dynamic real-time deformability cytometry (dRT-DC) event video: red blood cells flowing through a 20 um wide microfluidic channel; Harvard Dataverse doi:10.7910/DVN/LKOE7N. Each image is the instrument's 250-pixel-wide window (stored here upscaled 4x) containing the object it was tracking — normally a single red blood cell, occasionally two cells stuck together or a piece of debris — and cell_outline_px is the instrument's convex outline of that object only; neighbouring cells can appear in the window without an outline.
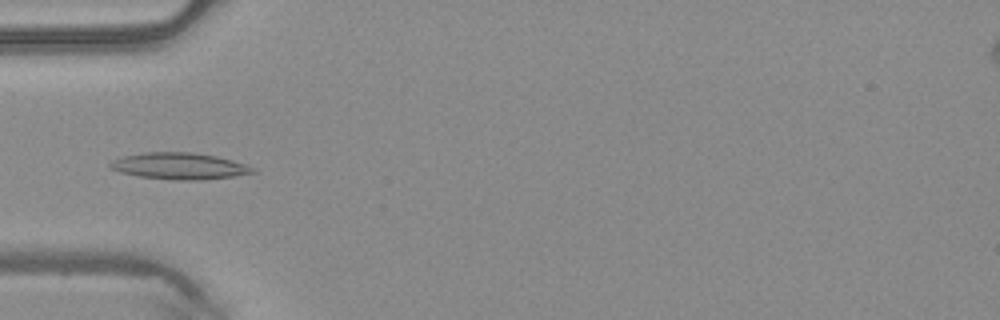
{"species": "common noctule bat (a hibernating species)", "species_latin": "Nyctalus noctula", "temperature_condition": "warm", "stored_images_in_passage": 37, "camera_frame_rate_fps": 3000, "um_per_image_px": 0.085, "animal": {"sex": "male", "body_mass_g": 20.4}, "frame": {"image": 1, "passage_image": 4, "time_ms": 1.0, "image_size_px": [1000, 320], "cell_outline_px": [[256, 172], [232, 176], [200, 180], [172, 180], [140, 176], [120, 172], [112, 168], [108, 164], [112, 160], [124, 156], [144, 152], [192, 152], [216, 156], [232, 160], [256, 168]], "centroid_in_image_um": [15.25, 14.11], "position_along_channel_um": 69.8, "area_um2": 21.91}}
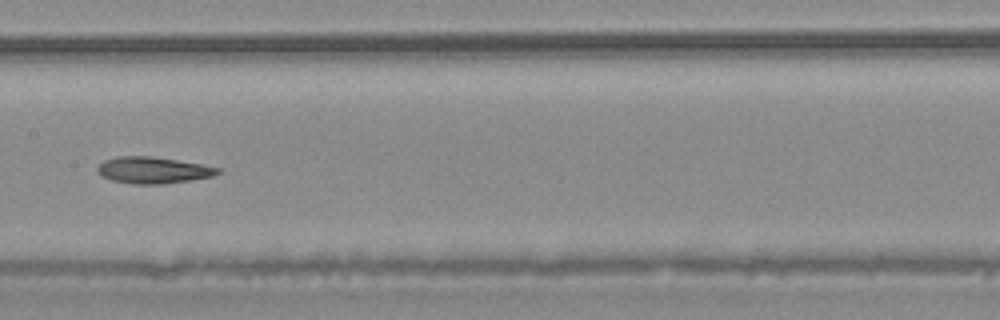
{"frame": {"image": 2, "passage_image": 13, "time_ms": 4.0, "image_size_px": [1000, 320], "cell_outline_px": [[220, 172], [212, 176], [192, 180], [164, 184], [132, 184], [112, 180], [100, 176], [96, 172], [96, 168], [104, 160], [116, 156], [152, 156], [200, 164], [220, 168]], "centroid_in_image_um": [12.96, 14.47], "position_along_channel_um": 194.4, "area_um2": 18.67}}
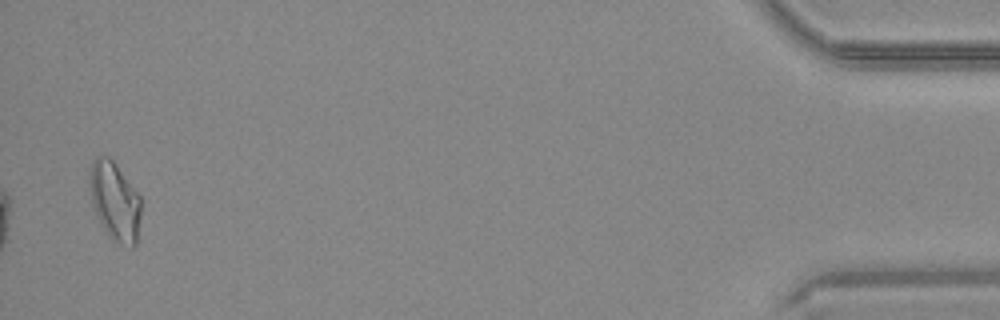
{"frame": {"image": 3, "passage_image": 36, "time_ms": 11.667, "image_size_px": [1000, 320], "cell_outline_px": [[140, 216], [136, 244], [132, 248], [112, 240], [108, 236], [100, 224], [92, 204], [88, 180], [88, 176], [92, 160], [96, 156], [108, 156], [116, 164], [140, 196]], "centroid_in_image_um": [9.73, 17.1], "position_along_channel_um": 425.5, "area_um2": 23.7}, "authors_computed_cell_mechanics": {"area_um2": 19.3052, "velocity_mm_per_s": 4.1423, "shape_relaxation_time_tau1_ms": null, "shape_relaxation_time_tau2_ms": 7.2043, "deformation_change_tau1": null, "deformation_change_tau2": 0.1792}}